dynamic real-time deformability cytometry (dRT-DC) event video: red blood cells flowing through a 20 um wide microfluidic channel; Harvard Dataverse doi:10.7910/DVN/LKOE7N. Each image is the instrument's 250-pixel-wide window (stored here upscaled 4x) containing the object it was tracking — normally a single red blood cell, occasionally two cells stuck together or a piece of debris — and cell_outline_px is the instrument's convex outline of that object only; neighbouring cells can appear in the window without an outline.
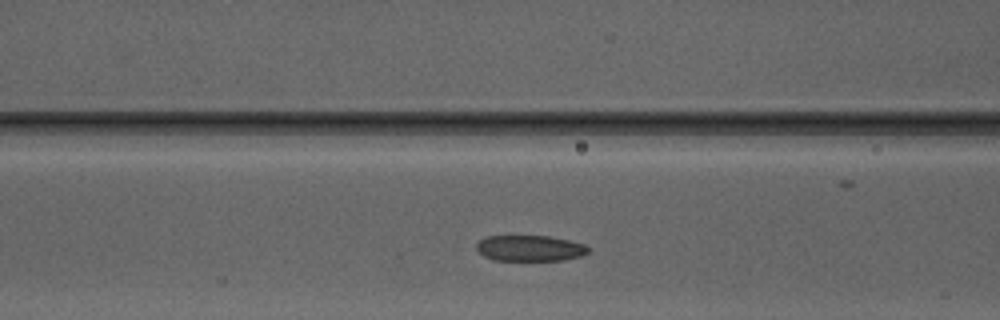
{"species": "Egyptian fruit bat (a non-hibernating species)", "species_latin": "Rousettus aegyptiacus", "temperature_condition": "warm", "stored_images_in_passage": 29, "camera_frame_rate_fps": 3000, "um_per_image_px": 0.085, "animal": {"sex": "male"}, "frame": {"image": 1, "passage_image": 7, "time_ms": 2.0, "image_size_px": [1000, 320], "cell_outline_px": [[592, 248], [588, 252], [580, 256], [564, 260], [492, 260], [484, 256], [476, 248], [476, 244], [480, 240], [488, 236], [548, 236], [568, 240], [584, 244]], "centroid_in_image_um": [45.06, 21.1], "position_along_channel_um": 121.5, "area_um2": 16.82}}
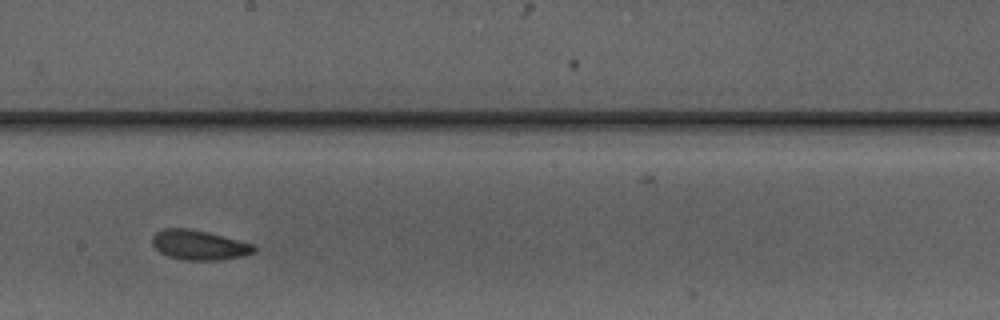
{"frame": {"image": 2, "passage_image": 15, "time_ms": 4.667, "image_size_px": [1000, 320], "cell_outline_px": [[256, 252], [244, 256], [220, 260], [184, 260], [168, 256], [160, 252], [152, 244], [152, 236], [156, 232], [164, 228], [188, 228], [208, 232], [256, 244]], "centroid_in_image_um": [16.96, 20.82], "position_along_channel_um": 231.2, "area_um2": 17.86}}
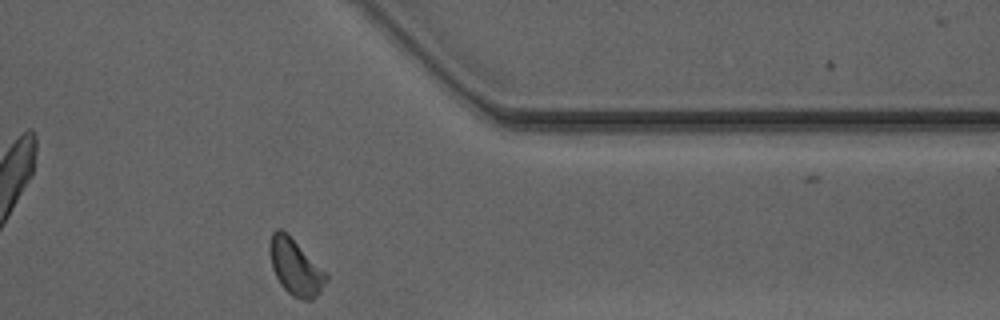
{"frame": {"image": 3, "passage_image": 27, "time_ms": 8.667, "image_size_px": [1000, 320], "cell_outline_px": [[328, 280], [320, 292], [312, 300], [304, 300], [292, 296], [280, 284], [272, 268], [268, 248], [272, 232], [276, 228], [280, 228], [328, 272]], "centroid_in_image_um": [25.13, 22.72], "position_along_channel_um": 386.3, "area_um2": 18.5}, "authors_computed_cell_mechanics": {"area_um2": 17.629, "velocity_mm_per_s": 4.1208, "shape_relaxation_time_tau1_ms": 7.2091, "shape_relaxation_time_tau2_ms": 1.6022, "deformation_change_tau1": 0.1209, "deformation_change_tau2": 0.0732}}